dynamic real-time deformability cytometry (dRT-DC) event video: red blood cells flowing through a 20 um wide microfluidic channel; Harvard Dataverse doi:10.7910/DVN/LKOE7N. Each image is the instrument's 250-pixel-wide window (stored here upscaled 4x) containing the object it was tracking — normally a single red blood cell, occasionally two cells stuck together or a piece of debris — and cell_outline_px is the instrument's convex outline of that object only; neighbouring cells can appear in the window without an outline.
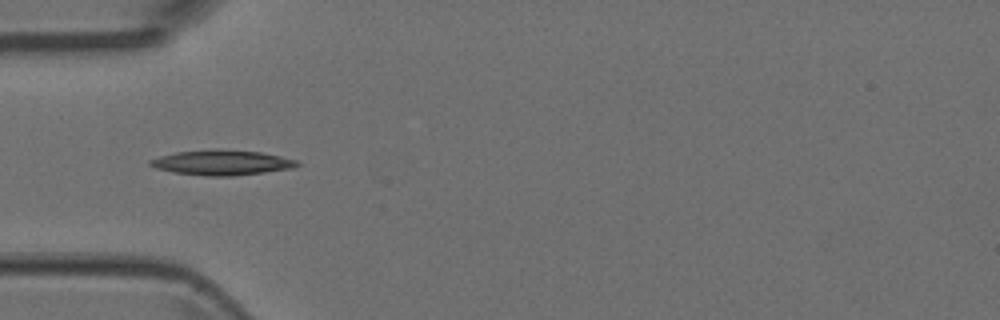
{"species": "Egyptian fruit bat (a non-hibernating species)", "species_latin": "Rousettus aegyptiacus", "temperature_condition": "room temperature", "stored_images_in_passage": 7, "camera_frame_rate_fps": 3000, "um_per_image_px": 0.085, "animal": {"sex": "female"}, "frame": {"image": 1, "passage_image": 5, "time_ms": 1.333, "image_size_px": [1000, 320], "cell_outline_px": [[300, 164], [292, 168], [264, 172], [232, 176], [208, 176], [172, 172], [156, 168], [148, 164], [148, 160], [160, 156], [176, 152], [212, 148], [220, 148], [260, 152], [280, 156], [296, 160]], "centroid_in_image_um": [18.81, 13.8], "position_along_channel_um": 66.2, "area_um2": 21.62}}
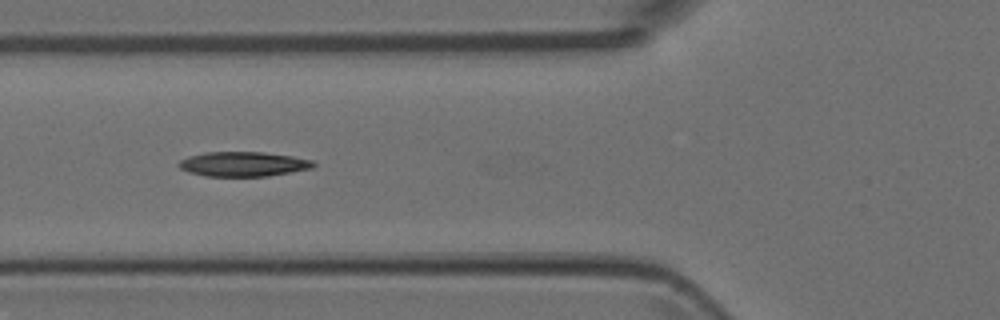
{"frame": {"image": 2, "passage_image": 6, "time_ms": 1.667, "image_size_px": [1000, 320], "cell_outline_px": [[316, 164], [312, 168], [268, 176], [204, 176], [188, 172], [180, 168], [176, 164], [180, 160], [188, 156], [204, 152], [264, 152], [292, 156], [312, 160]], "centroid_in_image_um": [20.64, 13.94], "position_along_channel_um": 105.2, "area_um2": 19.42}}
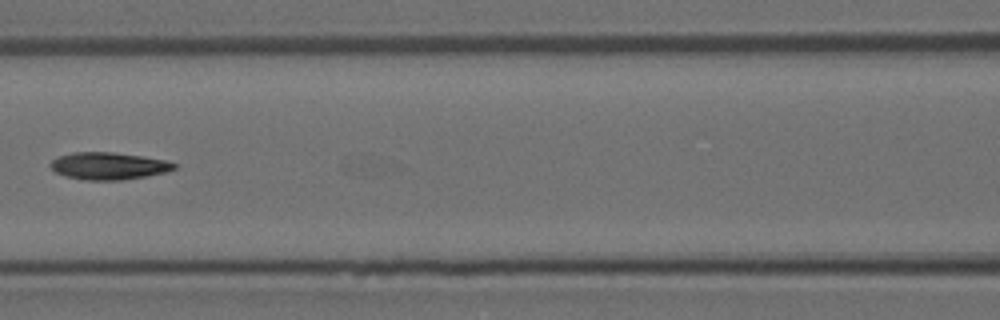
{"frame": {"image": 3, "passage_image": 7, "time_ms": 2.0, "image_size_px": [1000, 320], "cell_outline_px": [[176, 168], [164, 172], [144, 176], [120, 180], [84, 180], [64, 176], [56, 172], [48, 164], [52, 160], [60, 156], [72, 152], [112, 152], [140, 156], [164, 160], [176, 164]], "centroid_in_image_um": [9.17, 14.1], "position_along_channel_um": 157.4, "area_um2": 19.36}}